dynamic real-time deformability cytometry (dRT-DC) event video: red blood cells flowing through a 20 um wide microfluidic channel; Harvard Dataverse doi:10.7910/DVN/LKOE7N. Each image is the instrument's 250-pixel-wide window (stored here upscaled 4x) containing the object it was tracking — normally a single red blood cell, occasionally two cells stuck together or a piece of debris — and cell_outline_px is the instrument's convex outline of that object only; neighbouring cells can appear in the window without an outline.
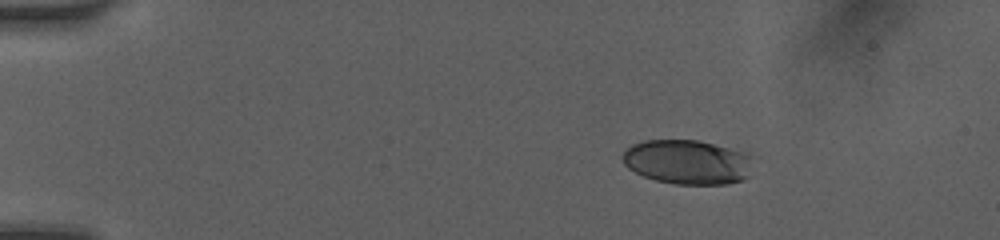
{"species": "human", "species_latin": "Homo sapiens", "temperature_condition": "room temperature", "stored_images_in_passage": 27, "camera_frame_rate_fps": 3000, "um_per_image_px": 0.085, "donor": {"sex": "female"}, "frame": {"image": 1, "passage_image": 4, "time_ms": 2.0, "image_size_px": [1000, 240], "cell_outline_px": [[752, 156], [748, 176], [744, 180], [728, 184], [676, 184], [656, 180], [644, 176], [628, 168], [624, 164], [620, 156], [624, 148], [632, 144], [644, 140], [696, 140], [748, 152]], "centroid_in_image_um": [58.41, 13.76], "position_along_channel_um": 26.6, "area_um2": 34.1}}
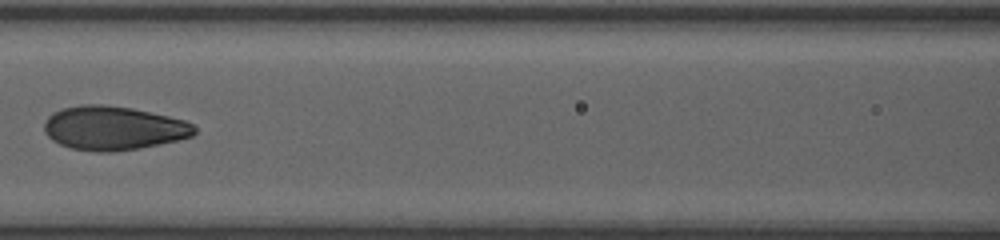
{"frame": {"image": 2, "passage_image": 13, "time_ms": 7.333, "image_size_px": [1000, 240], "cell_outline_px": [[196, 132], [192, 136], [176, 140], [140, 148], [112, 152], [96, 152], [72, 148], [60, 144], [52, 140], [44, 132], [44, 120], [52, 112], [64, 108], [80, 104], [100, 104], [132, 108], [168, 116], [184, 120], [192, 124], [196, 128]], "centroid_in_image_um": [9.6, 10.88], "position_along_channel_um": 157.0, "area_um2": 38.44}}
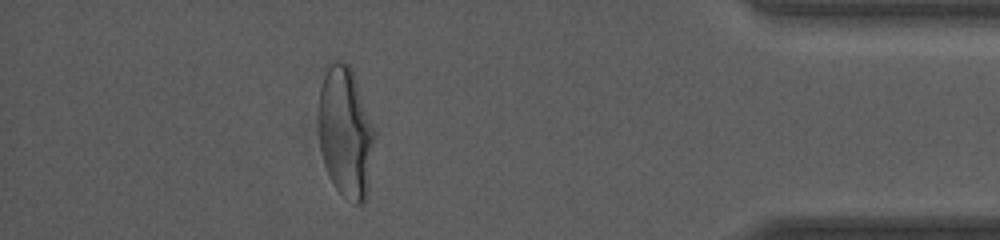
{"frame": {"image": 3, "passage_image": 24, "time_ms": 14.333, "image_size_px": [1000, 240], "cell_outline_px": [[376, 140], [368, 188], [364, 204], [356, 204], [344, 196], [332, 184], [328, 176], [324, 164], [320, 148], [320, 88], [328, 60], [340, 60], [348, 64], [352, 72], [376, 128]], "centroid_in_image_um": [29.41, 11.26], "position_along_channel_um": 405.8, "area_um2": 43.0}, "authors_computed_cell_mechanics": {"area_um2": 37.859, "velocity_mm_per_s": 4.1124, "shape_relaxation_time_tau1_ms": 3.78, "shape_relaxation_time_tau2_ms": null, "deformation_change_tau1": 0.1665, "deformation_change_tau2": null}}